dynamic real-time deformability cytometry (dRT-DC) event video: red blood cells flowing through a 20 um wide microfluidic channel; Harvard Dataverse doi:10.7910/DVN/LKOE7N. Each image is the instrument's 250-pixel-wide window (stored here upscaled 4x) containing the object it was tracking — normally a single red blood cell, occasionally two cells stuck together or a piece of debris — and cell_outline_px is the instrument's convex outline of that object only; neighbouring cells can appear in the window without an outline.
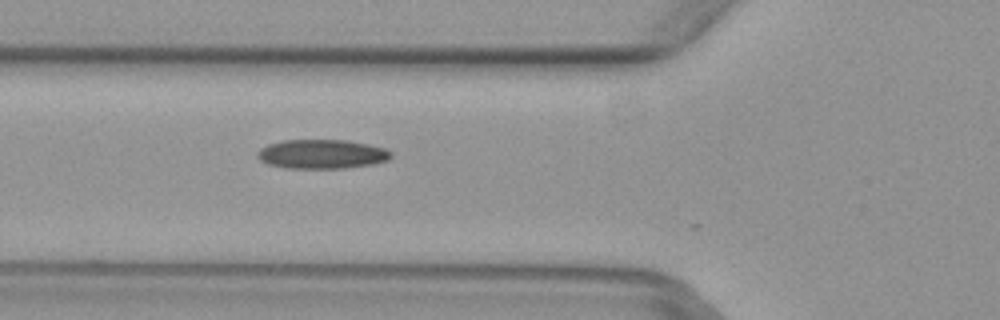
{"species": "common noctule bat (a hibernating species)", "species_latin": "Nyctalus noctula", "temperature_condition": "warm", "stored_images_in_passage": 2, "camera_frame_rate_fps": 3000, "um_per_image_px": 0.085, "animal": {"sex": "female", "body_mass_g": 29.2, "forearm_length_mm": 56.3}, "frame": {"image": 1, "passage_image": 2, "time_ms": 0.333, "image_size_px": [1000, 320], "cell_outline_px": [[392, 156], [388, 160], [372, 164], [344, 168], [288, 168], [268, 164], [260, 160], [256, 156], [256, 152], [260, 148], [268, 144], [284, 140], [348, 140], [368, 144], [384, 148], [392, 152]], "centroid_in_image_um": [27.34, 13.09], "position_along_channel_um": 98.5, "area_um2": 22.77}}